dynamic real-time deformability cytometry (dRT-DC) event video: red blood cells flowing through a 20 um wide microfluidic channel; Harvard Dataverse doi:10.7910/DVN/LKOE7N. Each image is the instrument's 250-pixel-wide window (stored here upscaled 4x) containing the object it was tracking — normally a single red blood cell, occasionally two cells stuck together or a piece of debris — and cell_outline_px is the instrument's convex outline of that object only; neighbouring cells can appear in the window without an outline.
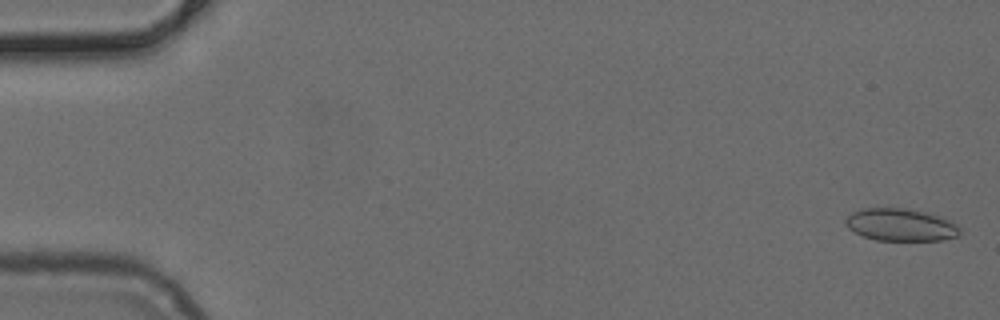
{"species": "common noctule bat (a hibernating species)", "species_latin": "Nyctalus noctula", "temperature_condition": "cold", "stored_images_in_passage": 42, "camera_frame_rate_fps": 3000, "um_per_image_px": 0.085, "animal": {"sex": "female", "body_mass_g": 24.6, "forearm_length_mm": 56.2}, "frame": {"image": 1, "passage_image": 1, "time_ms": 0.0, "image_size_px": [1000, 320], "cell_outline_px": [[960, 232], [956, 236], [940, 240], [876, 240], [864, 236], [848, 228], [844, 220], [852, 212], [864, 208], [904, 208], [944, 216], [960, 224]], "centroid_in_image_um": [76.61, 19.1], "position_along_channel_um": 8.4, "area_um2": 21.68}}
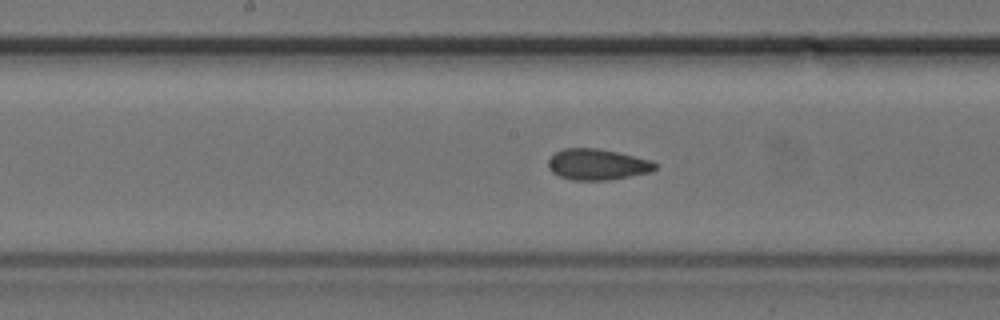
{"frame": {"image": 2, "passage_image": 26, "time_ms": 8.333, "image_size_px": [1000, 320], "cell_outline_px": [[656, 168], [652, 172], [608, 180], [572, 180], [560, 176], [552, 172], [548, 168], [548, 160], [556, 152], [564, 148], [596, 148], [616, 152], [652, 160], [656, 164]], "centroid_in_image_um": [50.77, 13.98], "position_along_channel_um": 197.4, "area_um2": 19.25}}
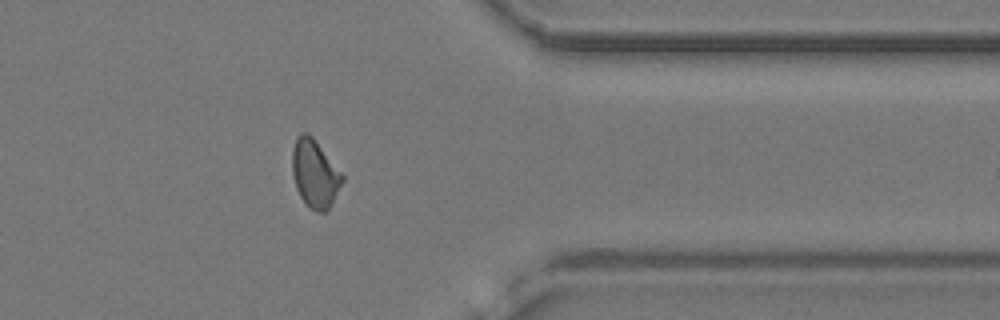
{"frame": {"image": 3, "passage_image": 41, "time_ms": 13.333, "image_size_px": [1000, 320], "cell_outline_px": [[344, 180], [332, 204], [324, 212], [320, 212], [308, 208], [300, 196], [296, 188], [292, 172], [292, 148], [296, 136], [300, 132], [308, 132], [312, 136], [344, 176]], "centroid_in_image_um": [26.74, 14.75], "position_along_channel_um": 384.7, "area_um2": 19.88}}